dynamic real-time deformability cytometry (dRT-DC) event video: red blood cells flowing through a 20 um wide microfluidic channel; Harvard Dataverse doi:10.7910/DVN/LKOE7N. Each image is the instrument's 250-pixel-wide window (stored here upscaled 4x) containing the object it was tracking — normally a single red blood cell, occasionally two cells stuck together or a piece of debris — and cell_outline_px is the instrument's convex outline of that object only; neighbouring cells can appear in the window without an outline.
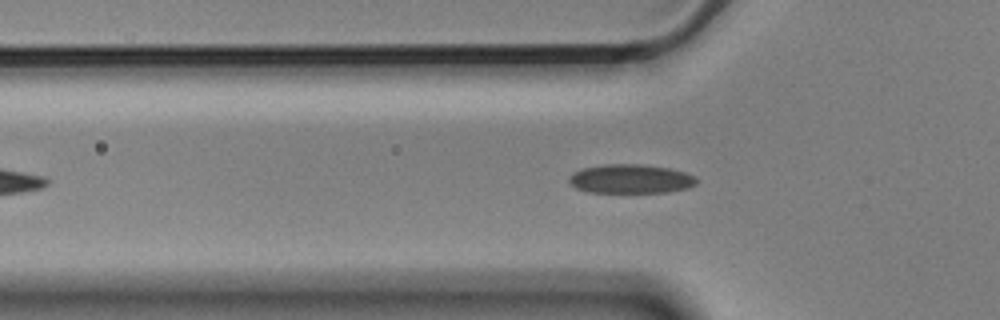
{"species": "Egyptian fruit bat (a non-hibernating species)", "species_latin": "Rousettus aegyptiacus", "temperature_condition": "cold", "stored_images_in_passage": 45, "camera_frame_rate_fps": 3000, "um_per_image_px": 0.085, "animal": {"sex": "male"}, "frame": {"image": 1, "passage_image": 12, "time_ms": 3.667, "image_size_px": [1000, 320], "cell_outline_px": [[696, 184], [688, 188], [668, 192], [588, 192], [576, 188], [568, 180], [568, 176], [572, 172], [584, 168], [604, 164], [644, 164], [672, 168], [688, 172], [696, 176]], "centroid_in_image_um": [53.64, 15.19], "position_along_channel_um": 72.2, "area_um2": 21.85}}
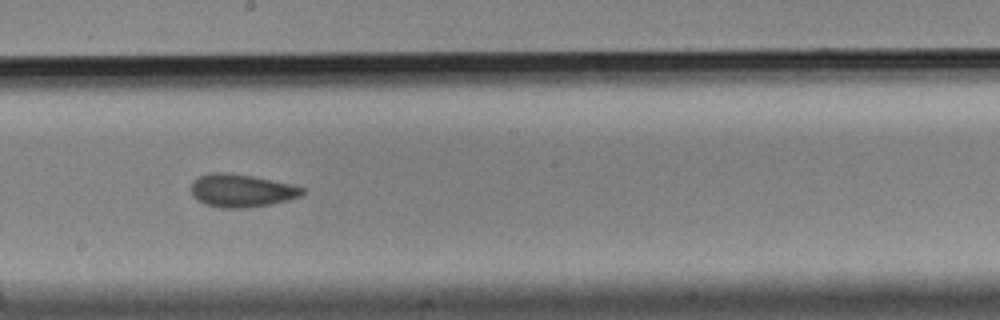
{"frame": {"image": 2, "passage_image": 25, "time_ms": 8.0, "image_size_px": [1000, 320], "cell_outline_px": [[304, 192], [300, 196], [288, 200], [272, 204], [248, 208], [220, 208], [204, 204], [196, 200], [192, 192], [192, 180], [208, 172], [224, 172], [252, 176], [288, 184], [304, 188]], "centroid_in_image_um": [20.48, 16.21], "position_along_channel_um": 227.7, "area_um2": 21.33}}
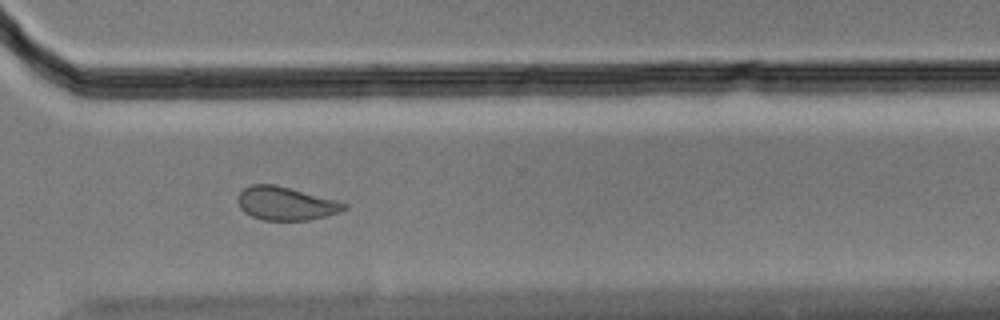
{"frame": {"image": 3, "passage_image": 35, "time_ms": 11.333, "image_size_px": [1000, 320], "cell_outline_px": [[348, 208], [340, 212], [308, 220], [264, 220], [252, 216], [244, 212], [240, 208], [236, 200], [240, 192], [244, 188], [252, 184], [276, 184], [336, 200], [348, 204]], "centroid_in_image_um": [24.28, 17.29], "position_along_channel_um": 346.3, "area_um2": 20.69}, "authors_computed_cell_mechanics": {"area_um2": 21.3282, "velocity_mm_per_s": 3.5689, "shape_relaxation_time_tau1_ms": 6.8131, "shape_relaxation_time_tau2_ms": 2.0094, "deformation_change_tau1": 0.1375, "deformation_change_tau2": 0.0705}}